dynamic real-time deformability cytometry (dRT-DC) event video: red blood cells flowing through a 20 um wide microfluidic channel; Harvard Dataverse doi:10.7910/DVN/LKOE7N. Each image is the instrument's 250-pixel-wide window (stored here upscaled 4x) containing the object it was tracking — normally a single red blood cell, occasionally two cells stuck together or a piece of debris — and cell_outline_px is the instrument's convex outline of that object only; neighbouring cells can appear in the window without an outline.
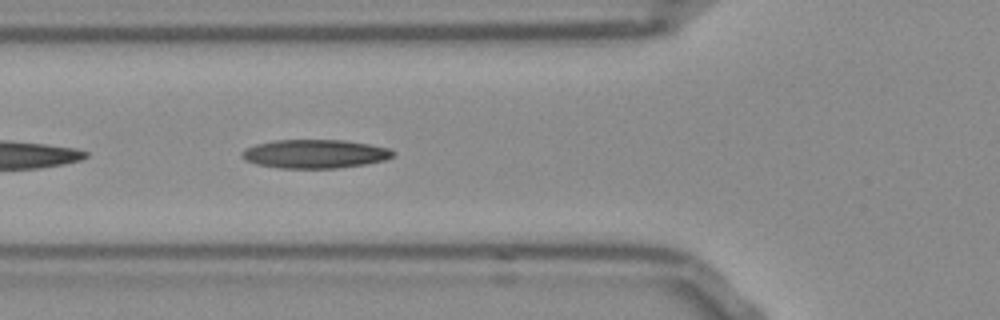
{"species": "Egyptian fruit bat (a non-hibernating species)", "species_latin": "Rousettus aegyptiacus", "temperature_condition": "room temperature", "stored_images_in_passage": 14, "camera_frame_rate_fps": 3000, "um_per_image_px": 0.085, "frame": {"image": 1, "passage_image": 5, "time_ms": 1.333, "image_size_px": [1000, 320], "cell_outline_px": [[396, 152], [392, 156], [384, 160], [364, 164], [336, 168], [280, 168], [256, 164], [244, 160], [240, 156], [240, 152], [244, 148], [256, 144], [272, 140], [344, 140], [368, 144], [388, 148]], "centroid_in_image_um": [26.7, 13.07], "position_along_channel_um": 99.1, "area_um2": 25.32}}
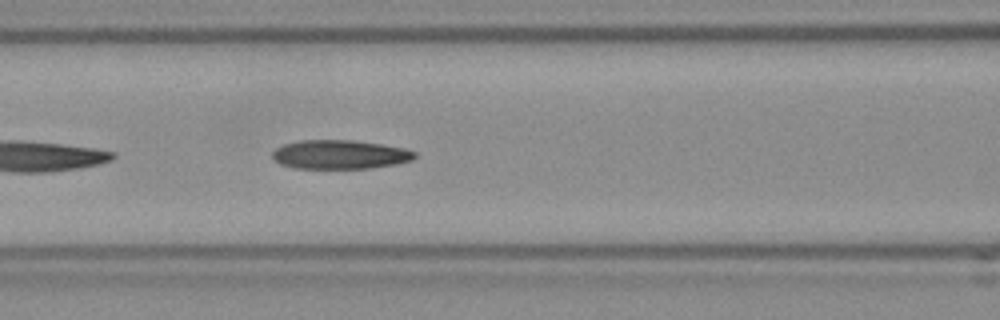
{"frame": {"image": 2, "passage_image": 8, "time_ms": 2.333, "image_size_px": [1000, 320], "cell_outline_px": [[416, 156], [412, 160], [396, 164], [372, 168], [296, 168], [280, 164], [272, 156], [272, 152], [276, 148], [284, 144], [300, 140], [352, 140], [384, 144], [404, 148], [416, 152]], "centroid_in_image_um": [28.91, 13.13], "position_along_channel_um": 137.7, "area_um2": 24.04}}